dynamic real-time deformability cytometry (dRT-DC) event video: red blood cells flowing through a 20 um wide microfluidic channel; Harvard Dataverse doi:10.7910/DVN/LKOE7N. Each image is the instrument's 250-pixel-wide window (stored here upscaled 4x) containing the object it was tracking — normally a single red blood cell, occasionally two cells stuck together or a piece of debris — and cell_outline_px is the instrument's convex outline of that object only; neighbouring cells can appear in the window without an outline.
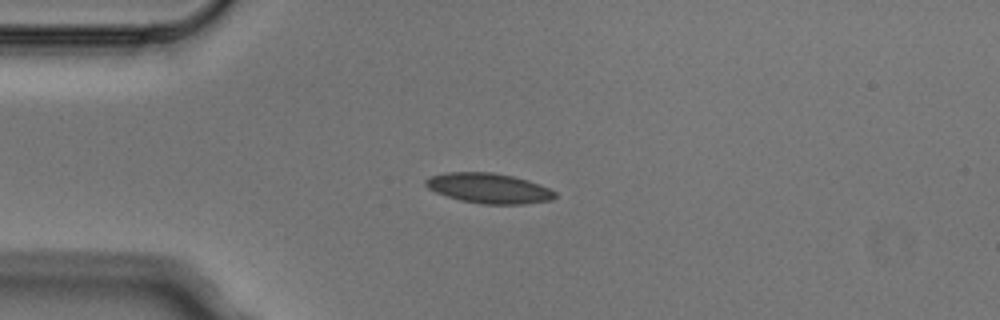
{"species": "Egyptian fruit bat (a non-hibernating species)", "species_latin": "Rousettus aegyptiacus", "temperature_condition": "cold", "stored_images_in_passage": 7, "camera_frame_rate_fps": 3000, "um_per_image_px": 0.085, "animal": {"sex": "male"}, "frame": {"image": 1, "passage_image": 4, "time_ms": 1.0, "image_size_px": [1000, 320], "cell_outline_px": [[556, 196], [552, 200], [524, 204], [484, 204], [460, 200], [436, 192], [428, 188], [424, 184], [424, 180], [432, 176], [448, 172], [492, 172], [512, 176], [528, 180], [540, 184], [556, 192]], "centroid_in_image_um": [41.57, 16.0], "position_along_channel_um": 43.4, "area_um2": 22.6}}
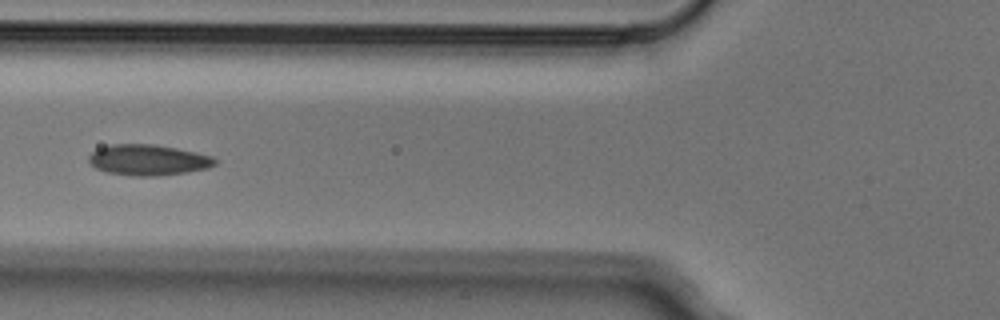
{"frame": {"image": 2, "passage_image": 6, "time_ms": 1.667, "image_size_px": [1000, 320], "cell_outline_px": [[216, 164], [208, 168], [160, 176], [136, 176], [108, 172], [96, 168], [88, 160], [88, 156], [92, 152], [100, 148], [112, 144], [152, 144], [176, 148], [212, 156], [216, 160]], "centroid_in_image_um": [12.59, 13.6], "position_along_channel_um": 113.2, "area_um2": 22.37}}
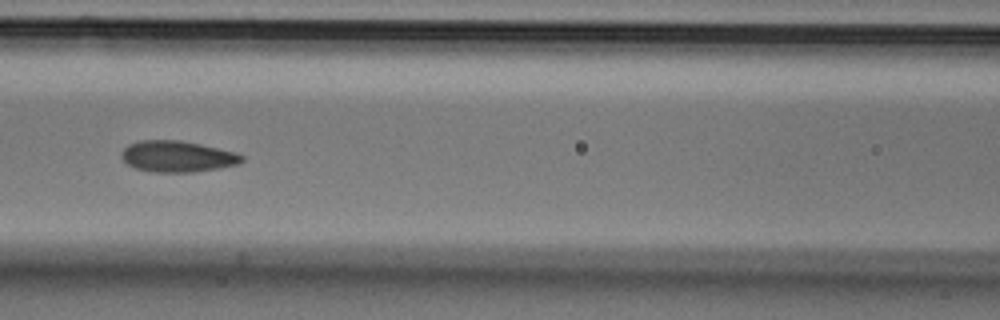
{"frame": {"image": 3, "passage_image": 7, "time_ms": 2.0, "image_size_px": [1000, 320], "cell_outline_px": [[244, 160], [240, 164], [196, 172], [152, 172], [136, 168], [128, 164], [120, 156], [120, 152], [128, 144], [140, 140], [180, 140], [200, 144], [232, 152], [244, 156]], "centroid_in_image_um": [15.05, 13.3], "position_along_channel_um": 151.6, "area_um2": 21.85}}